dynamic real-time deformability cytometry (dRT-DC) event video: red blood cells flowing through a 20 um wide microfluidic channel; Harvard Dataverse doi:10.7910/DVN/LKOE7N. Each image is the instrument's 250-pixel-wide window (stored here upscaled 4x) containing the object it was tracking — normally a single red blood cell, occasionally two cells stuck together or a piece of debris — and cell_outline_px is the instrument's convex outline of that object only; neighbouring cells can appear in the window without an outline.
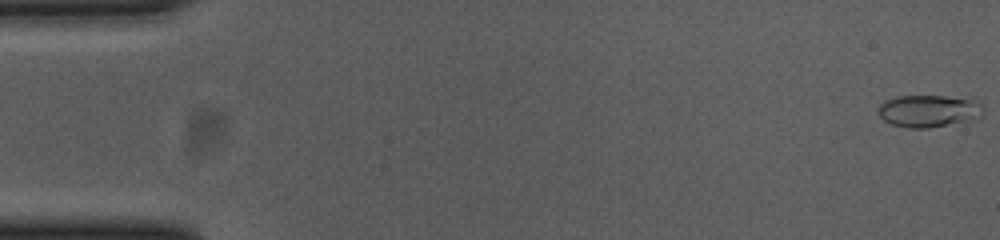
{"species": "common noctule bat (a hibernating species)", "species_latin": "Nyctalus noctula", "temperature_condition": "cold", "stored_images_in_passage": 55, "camera_frame_rate_fps": 3000, "um_per_image_px": 0.085, "animal": {"sex": "female", "body_mass_g": 23.0, "forearm_length_mm": 53.4}, "frame": {"image": 1, "passage_image": 1, "time_ms": 0.0, "image_size_px": [1000, 240], "cell_outline_px": [[984, 108], [980, 116], [976, 120], [928, 128], [908, 128], [892, 124], [884, 120], [880, 116], [880, 104], [884, 100], [896, 96], [944, 96], [976, 100]], "centroid_in_image_um": [78.97, 9.44], "position_along_channel_um": 6.0, "area_um2": 19.77}}
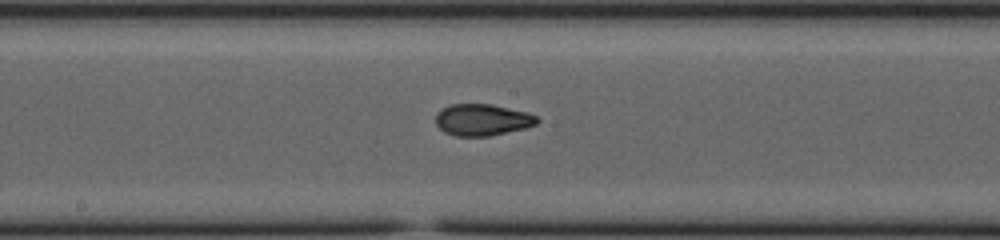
{"frame": {"image": 2, "passage_image": 29, "time_ms": 9.333, "image_size_px": [1000, 240], "cell_outline_px": [[540, 120], [536, 124], [524, 128], [488, 136], [456, 136], [444, 132], [436, 124], [436, 112], [440, 108], [448, 104], [492, 104], [528, 112], [536, 116]], "centroid_in_image_um": [40.97, 10.17], "position_along_channel_um": 207.2, "area_um2": 18.79}}
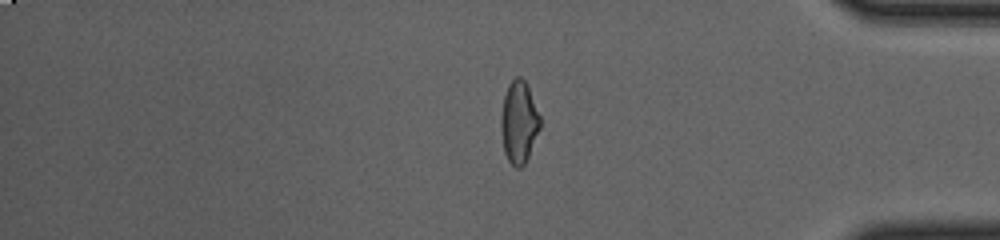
{"frame": {"image": 3, "passage_image": 46, "time_ms": 15.0, "image_size_px": [1000, 240], "cell_outline_px": [[540, 128], [528, 156], [524, 164], [520, 168], [516, 168], [508, 160], [504, 152], [500, 120], [504, 96], [508, 84], [516, 76], [520, 76], [524, 80], [528, 88], [540, 116]], "centroid_in_image_um": [44.1, 10.38], "position_along_channel_um": 391.1, "area_um2": 18.44}, "authors_computed_cell_mechanics": {"area_um2": 18.785, "velocity_mm_per_s": 3.7053, "shape_relaxation_time_tau1_ms": 7.2817, "shape_relaxation_time_tau2_ms": 1.6333, "deformation_change_tau1": 0.1981, "deformation_change_tau2": 0.076}}